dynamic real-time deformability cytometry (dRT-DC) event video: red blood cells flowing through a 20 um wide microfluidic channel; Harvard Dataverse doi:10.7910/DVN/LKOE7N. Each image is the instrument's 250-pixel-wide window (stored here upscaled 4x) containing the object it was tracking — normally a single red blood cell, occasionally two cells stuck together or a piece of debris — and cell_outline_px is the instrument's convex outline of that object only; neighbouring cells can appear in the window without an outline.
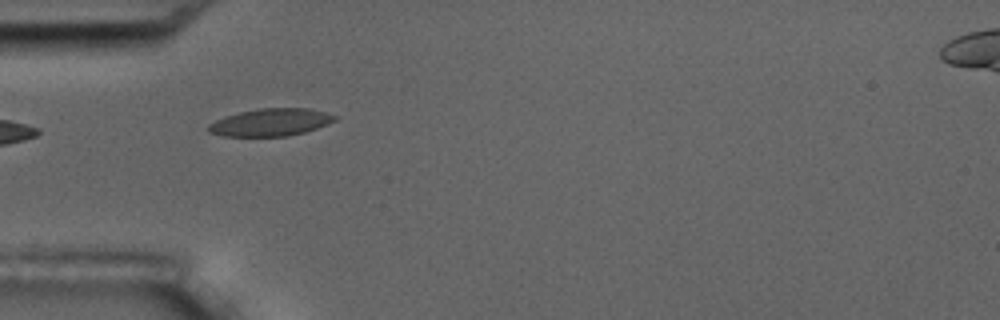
{"species": "common noctule bat (a hibernating species)", "species_latin": "Nyctalus noctula", "temperature_condition": "room temperature", "stored_images_in_passage": 9, "camera_frame_rate_fps": 3000, "um_per_image_px": 0.085, "animal": {"sex": "male", "body_mass_g": 17.5, "forearm_length_mm": 52.3}, "frame": {"image": 1, "passage_image": 6, "time_ms": 5.667, "image_size_px": [1000, 320], "cell_outline_px": [[336, 120], [328, 124], [304, 132], [288, 136], [224, 136], [208, 132], [204, 128], [208, 124], [224, 116], [240, 112], [260, 108], [308, 108], [324, 112], [336, 116]], "centroid_in_image_um": [22.95, 10.4], "position_along_channel_um": 62.0, "area_um2": 20.23}}
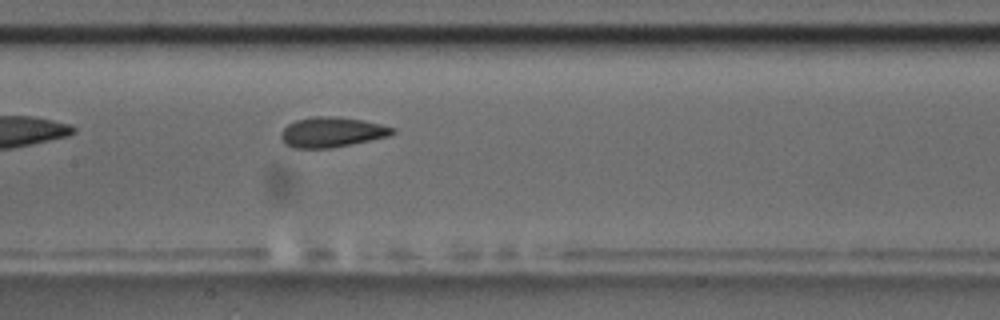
{"frame": {"image": 2, "passage_image": 9, "time_ms": 9.0, "image_size_px": [1000, 320], "cell_outline_px": [[396, 132], [388, 136], [352, 144], [332, 148], [292, 148], [284, 144], [280, 136], [280, 132], [288, 124], [296, 120], [312, 116], [332, 116], [364, 120], [396, 128]], "centroid_in_image_um": [28.18, 11.23], "position_along_channel_um": 179.2, "area_um2": 19.71}}